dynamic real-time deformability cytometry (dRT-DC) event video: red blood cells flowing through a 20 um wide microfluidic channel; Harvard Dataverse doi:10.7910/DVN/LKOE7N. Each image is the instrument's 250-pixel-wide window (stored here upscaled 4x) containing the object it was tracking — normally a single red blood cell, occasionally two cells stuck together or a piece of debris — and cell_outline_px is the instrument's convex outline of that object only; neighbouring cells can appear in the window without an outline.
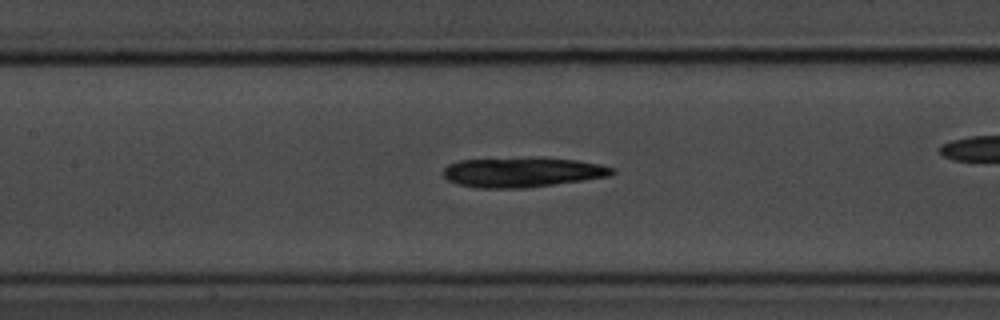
{"species": "common noctule bat (a hibernating species)", "species_latin": "Nyctalus noctula", "temperature_condition": "room temperature", "stored_images_in_passage": 53, "camera_frame_rate_fps": 3000, "um_per_image_px": 0.085, "animal": {"sex": "male", "body_mass_g": 20.1, "forearm_length_mm": 53.5}, "frame": {"image": 1, "passage_image": 23, "time_ms": 7.333, "image_size_px": [1000, 320], "cell_outline_px": [[616, 172], [608, 176], [524, 188], [480, 188], [456, 184], [448, 180], [440, 172], [448, 164], [460, 160], [532, 156], [540, 156], [576, 160], [600, 164], [616, 168]], "centroid_in_image_um": [44.36, 14.61], "position_along_channel_um": 163.0, "area_um2": 29.88}}